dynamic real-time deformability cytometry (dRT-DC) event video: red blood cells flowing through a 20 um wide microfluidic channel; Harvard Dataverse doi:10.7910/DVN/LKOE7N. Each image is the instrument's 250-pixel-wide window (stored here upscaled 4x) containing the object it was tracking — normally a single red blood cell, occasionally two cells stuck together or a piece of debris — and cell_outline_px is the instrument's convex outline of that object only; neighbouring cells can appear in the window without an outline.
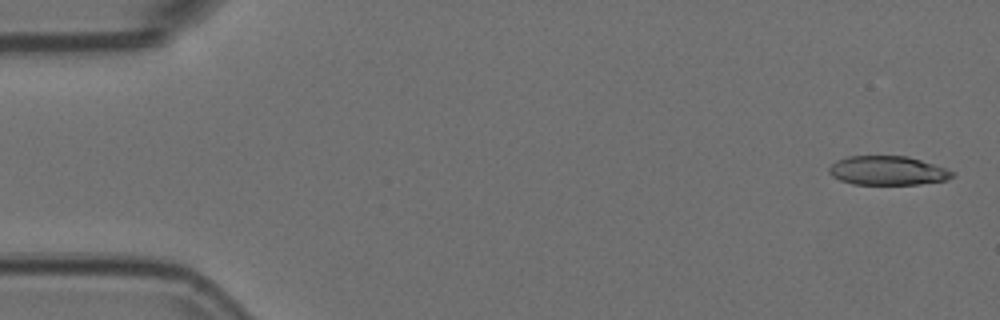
{"species": "Egyptian fruit bat (a non-hibernating species)", "species_latin": "Rousettus aegyptiacus", "temperature_condition": "room temperature", "stored_images_in_passage": 4, "camera_frame_rate_fps": 3000, "um_per_image_px": 0.085, "animal": {"sex": "female"}, "frame": {"image": 1, "passage_image": 1, "time_ms": 0.0, "image_size_px": [1000, 320], "cell_outline_px": [[956, 172], [952, 176], [944, 180], [920, 184], [852, 184], [840, 180], [832, 176], [828, 172], [828, 168], [836, 160], [848, 156], [908, 156]], "centroid_in_image_um": [75.4, 14.5], "position_along_channel_um": 9.6, "area_um2": 20.69}}
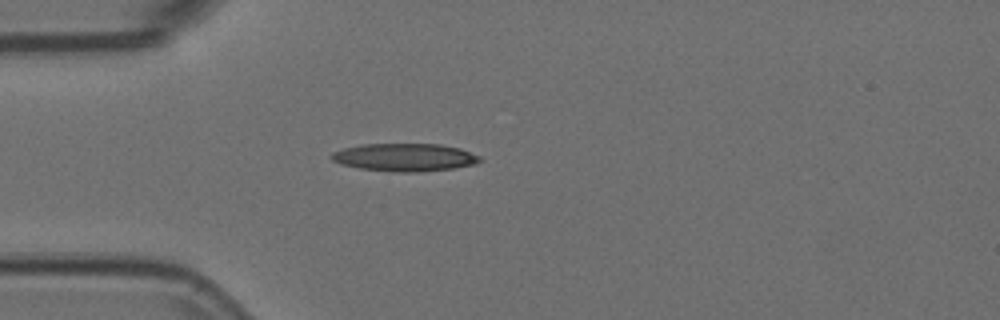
{"frame": {"image": 2, "passage_image": 4, "time_ms": 1.0, "image_size_px": [1000, 320], "cell_outline_px": [[480, 160], [476, 164], [452, 168], [416, 172], [396, 172], [360, 168], [340, 164], [332, 160], [328, 156], [332, 152], [344, 148], [364, 144], [440, 144], [460, 148], [480, 156]], "centroid_in_image_um": [34.37, 13.37], "position_along_channel_um": 50.6, "area_um2": 23.99}}